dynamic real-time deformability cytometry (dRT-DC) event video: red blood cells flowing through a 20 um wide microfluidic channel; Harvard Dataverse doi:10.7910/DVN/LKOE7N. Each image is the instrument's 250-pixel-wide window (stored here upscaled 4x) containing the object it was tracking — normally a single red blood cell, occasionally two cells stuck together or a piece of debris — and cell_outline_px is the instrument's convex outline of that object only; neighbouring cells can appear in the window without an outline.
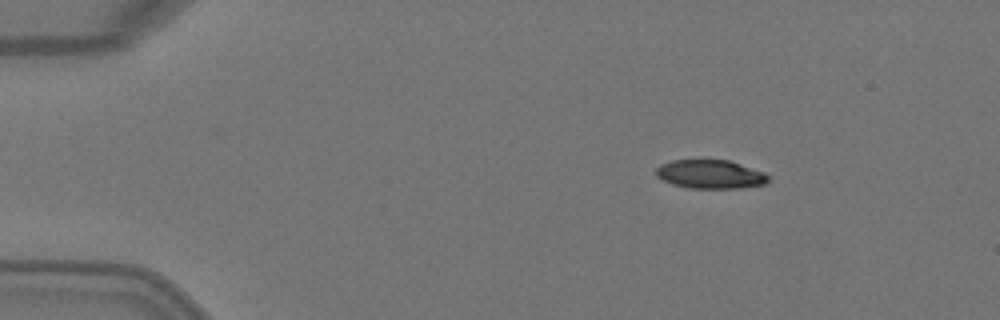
{"species": "Egyptian fruit bat (a non-hibernating species)", "species_latin": "Rousettus aegyptiacus", "temperature_condition": "warm", "stored_images_in_passage": 3, "camera_frame_rate_fps": 3000, "um_per_image_px": 0.085, "animal": {"sex": "female"}, "frame": {"image": 1, "passage_image": 1, "time_ms": 0.0, "image_size_px": [1000, 320], "cell_outline_px": [[772, 180], [764, 184], [740, 188], [688, 188], [672, 184], [656, 176], [656, 168], [660, 164], [672, 160], [728, 160], [764, 172]], "centroid_in_image_um": [60.38, 14.81], "position_along_channel_um": 24.6, "area_um2": 18.79}}